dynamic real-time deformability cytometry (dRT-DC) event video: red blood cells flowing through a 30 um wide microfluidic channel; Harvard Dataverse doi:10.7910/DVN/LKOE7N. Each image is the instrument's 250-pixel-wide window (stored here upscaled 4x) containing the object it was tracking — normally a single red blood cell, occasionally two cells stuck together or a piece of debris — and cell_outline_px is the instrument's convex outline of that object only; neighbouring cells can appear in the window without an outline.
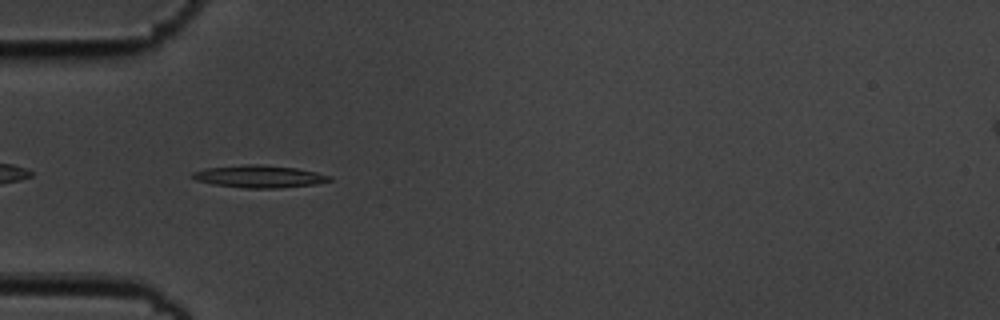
{"species": "common noctule bat (a hibernating species)", "species_latin": "Nyctalus noctula", "temperature_condition": "cold", "stored_images_in_passage": 8, "camera_frame_rate_fps": 3000, "um_per_image_px": 0.085, "animal": {"sex": "male", "body_mass_g": 19.5, "forearm_length_mm": 54.6}, "frame": {"image": 1, "passage_image": 2, "time_ms": 0.333, "image_size_px": [1000, 320], "cell_outline_px": [[332, 180], [316, 184], [280, 188], [244, 188], [212, 184], [196, 180], [192, 176], [192, 172], [204, 168], [244, 164], [260, 164], [296, 168], [316, 172], [332, 176]], "centroid_in_image_um": [22.03, 14.99], "position_along_channel_um": 63.0, "area_um2": 17.98}}
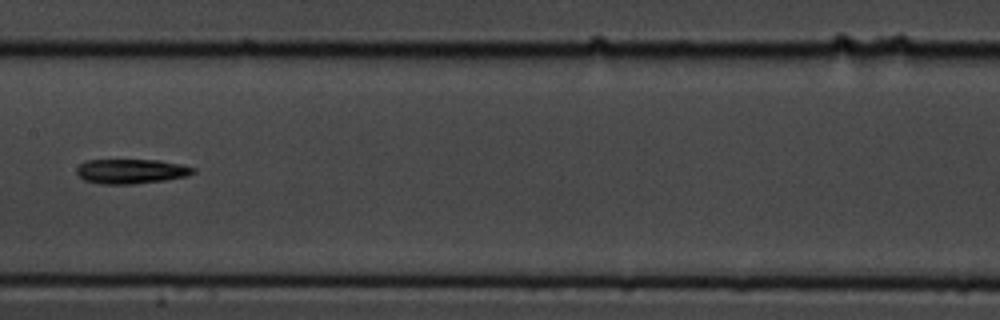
{"frame": {"image": 2, "passage_image": 5, "time_ms": 1.333, "image_size_px": [1000, 320], "cell_outline_px": [[196, 172], [188, 176], [164, 180], [132, 184], [100, 184], [84, 180], [76, 172], [76, 168], [80, 164], [88, 160], [156, 160], [180, 164], [196, 168]], "centroid_in_image_um": [11.16, 14.56], "position_along_channel_um": 196.2, "area_um2": 16.7}}
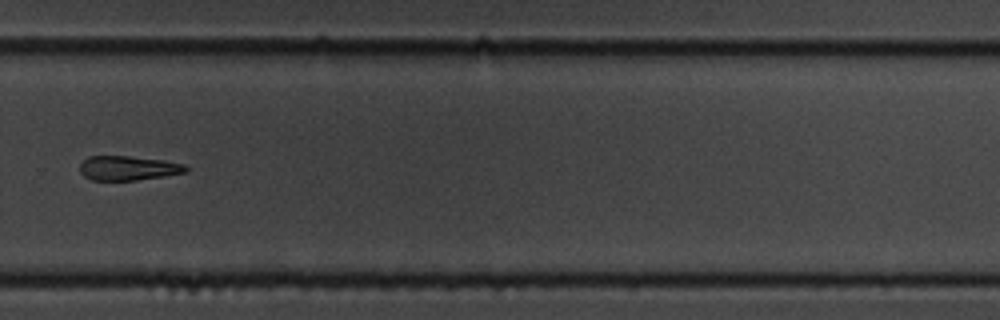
{"frame": {"image": 3, "passage_image": 8, "time_ms": 2.333, "image_size_px": [1000, 320], "cell_outline_px": [[188, 172], [164, 176], [136, 180], [92, 180], [84, 176], [80, 172], [80, 164], [88, 156], [128, 156], [160, 160], [184, 164], [188, 168]], "centroid_in_image_um": [10.88, 14.29], "position_along_channel_um": 318.9, "area_um2": 14.97}}